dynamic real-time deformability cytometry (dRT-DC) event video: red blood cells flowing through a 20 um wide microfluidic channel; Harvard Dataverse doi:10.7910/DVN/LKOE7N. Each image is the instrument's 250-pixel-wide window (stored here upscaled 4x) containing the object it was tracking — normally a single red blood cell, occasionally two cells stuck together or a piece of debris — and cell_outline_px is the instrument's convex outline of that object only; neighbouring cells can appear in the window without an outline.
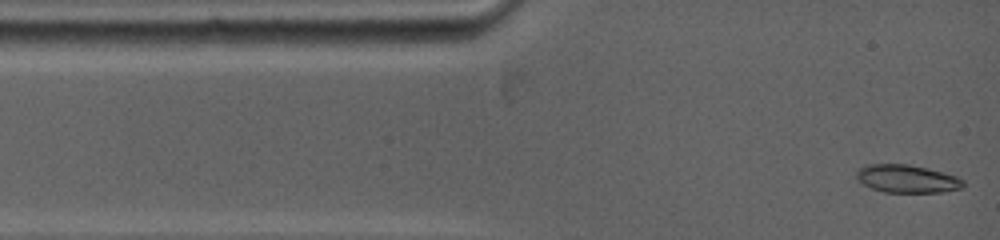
{"species": "common noctule bat (a hibernating species)", "species_latin": "Nyctalus noctula", "temperature_condition": "warm", "stored_images_in_passage": 48, "camera_frame_rate_fps": 5000, "um_per_image_px": 0.085, "animal": {"sex": "female", "body_mass_g": 19.0, "forearm_length_mm": 53.3}, "frame": {"image": 1, "passage_image": 1, "time_ms": 0.0, "image_size_px": [1000, 240], "cell_outline_px": [[964, 188], [944, 192], [884, 192], [872, 188], [864, 184], [856, 176], [856, 172], [864, 164], [908, 164], [928, 168], [956, 176], [964, 180]], "centroid_in_image_um": [77.13, 15.19], "position_along_channel_um": 7.9, "area_um2": 17.4}}
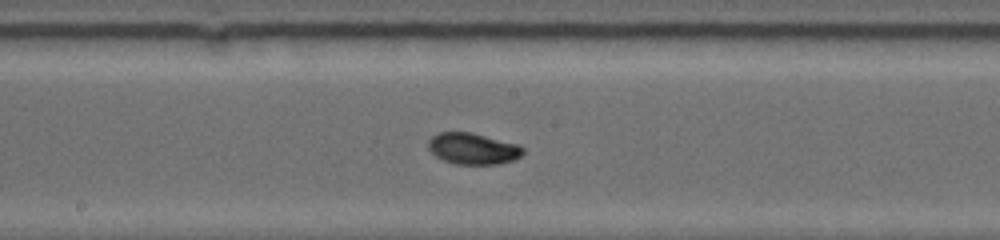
{"frame": {"image": 2, "passage_image": 31, "time_ms": 6.2, "image_size_px": [1000, 240], "cell_outline_px": [[524, 152], [520, 156], [512, 160], [496, 164], [456, 164], [444, 160], [436, 156], [428, 148], [428, 140], [432, 136], [440, 132], [468, 132], [516, 144], [524, 148]], "centroid_in_image_um": [40.16, 12.64], "position_along_channel_um": 208.0, "area_um2": 16.94}}
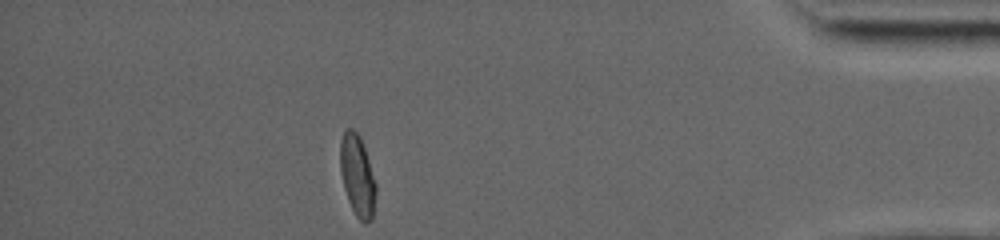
{"frame": {"image": 3, "passage_image": 48, "time_ms": 12.6, "image_size_px": [1000, 240], "cell_outline_px": [[376, 188], [372, 220], [368, 224], [364, 224], [356, 216], [348, 200], [344, 188], [340, 172], [340, 140], [344, 132], [348, 128], [352, 128], [360, 136], [376, 184]], "centroid_in_image_um": [30.36, 14.96], "position_along_channel_um": 404.8, "area_um2": 16.82}, "authors_computed_cell_mechanics": {"area_um2": 17.0799, "velocity_mm_per_s": 3.9258, "shape_relaxation_time_tau1_ms": 6.5246, "shape_relaxation_time_tau2_ms": null, "deformation_change_tau1": 0.1772, "deformation_change_tau2": null}}